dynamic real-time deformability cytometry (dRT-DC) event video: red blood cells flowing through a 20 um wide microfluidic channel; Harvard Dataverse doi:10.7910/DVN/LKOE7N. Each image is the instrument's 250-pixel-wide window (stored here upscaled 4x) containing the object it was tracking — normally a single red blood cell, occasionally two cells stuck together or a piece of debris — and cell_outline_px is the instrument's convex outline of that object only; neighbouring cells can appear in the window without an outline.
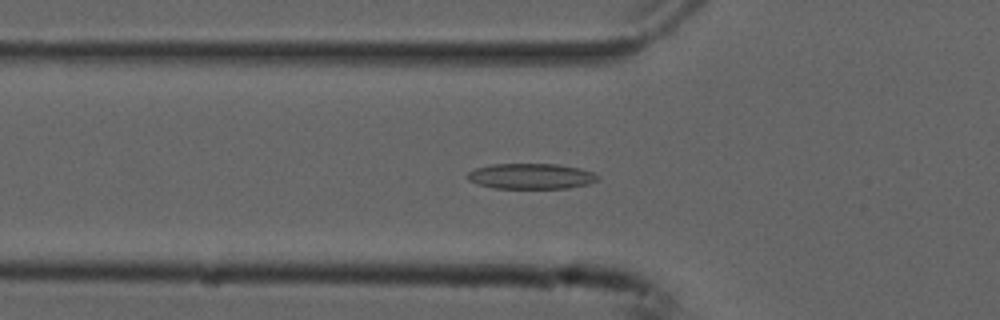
{"species": "common noctule bat (a hibernating species)", "species_latin": "Nyctalus noctula", "temperature_condition": "cold", "stored_images_in_passage": 51, "camera_frame_rate_fps": 3000, "um_per_image_px": 0.085, "animal": {"sex": "male", "forearm_length_mm": 52.5}, "frame": {"image": 1, "passage_image": 15, "time_ms": 4.667, "image_size_px": [1000, 320], "cell_outline_px": [[600, 180], [588, 184], [568, 188], [492, 188], [476, 184], [468, 180], [464, 176], [468, 172], [476, 168], [492, 164], [556, 164], [580, 168], [592, 172], [600, 176]], "centroid_in_image_um": [45.12, 14.98], "position_along_channel_um": 80.7, "area_um2": 19.59}}
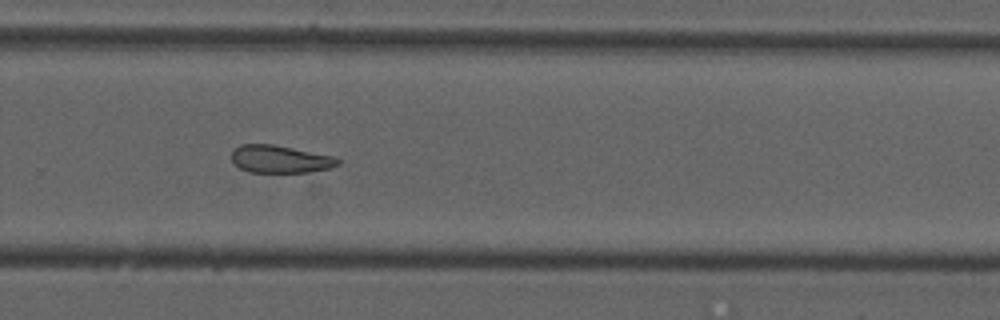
{"frame": {"image": 2, "passage_image": 33, "time_ms": 10.667, "image_size_px": [1000, 320], "cell_outline_px": [[340, 164], [328, 168], [308, 172], [248, 172], [240, 168], [232, 160], [232, 152], [240, 144], [272, 144], [332, 156], [340, 160]], "centroid_in_image_um": [23.79, 13.53], "position_along_channel_um": 306.0, "area_um2": 16.82}}
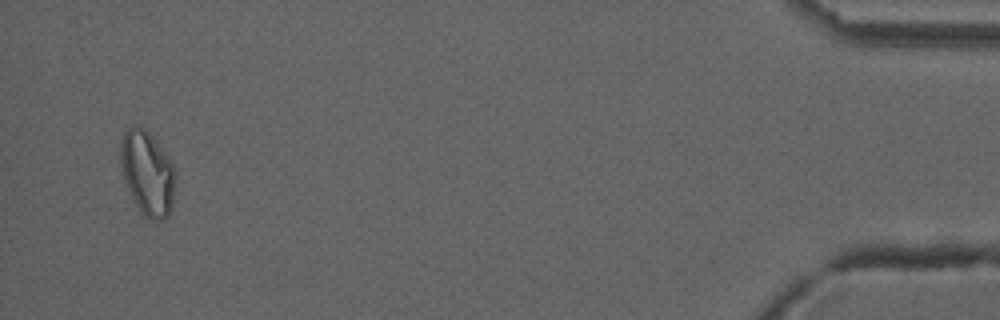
{"frame": {"image": 3, "passage_image": 49, "time_ms": 16.0, "image_size_px": [1000, 320], "cell_outline_px": [[176, 180], [172, 208], [168, 216], [160, 220], [152, 220], [144, 216], [140, 212], [124, 180], [120, 164], [120, 144], [124, 132], [128, 128], [144, 128], [152, 136], [172, 160], [176, 168]], "centroid_in_image_um": [12.56, 14.74], "position_along_channel_um": 422.6, "area_um2": 27.17}}